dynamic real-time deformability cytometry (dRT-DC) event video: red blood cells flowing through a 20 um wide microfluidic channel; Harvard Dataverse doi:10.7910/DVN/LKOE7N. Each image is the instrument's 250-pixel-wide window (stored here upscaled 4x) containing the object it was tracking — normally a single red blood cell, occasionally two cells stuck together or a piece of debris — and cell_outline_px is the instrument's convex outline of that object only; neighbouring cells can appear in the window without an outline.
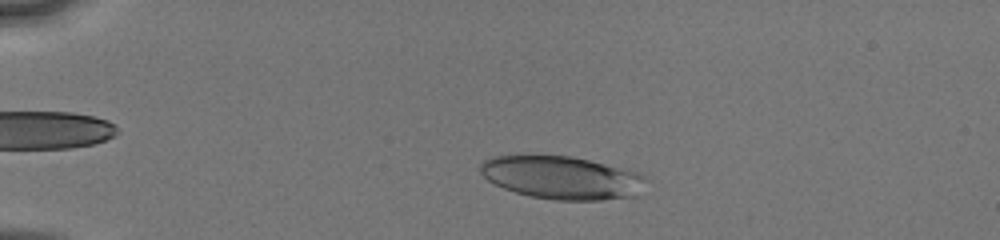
{"species": "human", "species_latin": "Homo sapiens", "temperature_condition": "cold", "stored_images_in_passage": 46, "camera_frame_rate_fps": 3000, "um_per_image_px": 0.085, "donor": {"sex": "male"}, "frame": {"image": 1, "passage_image": 7, "time_ms": 2.0, "image_size_px": [1000, 240], "cell_outline_px": [[648, 180], [640, 196], [600, 200], [556, 200], [532, 196], [516, 192], [504, 188], [488, 180], [480, 172], [480, 164], [484, 160], [492, 156], [568, 156], [588, 160], [624, 168], [636, 172], [644, 176]], "centroid_in_image_um": [47.82, 15.11], "position_along_channel_um": 37.2, "area_um2": 41.44}}
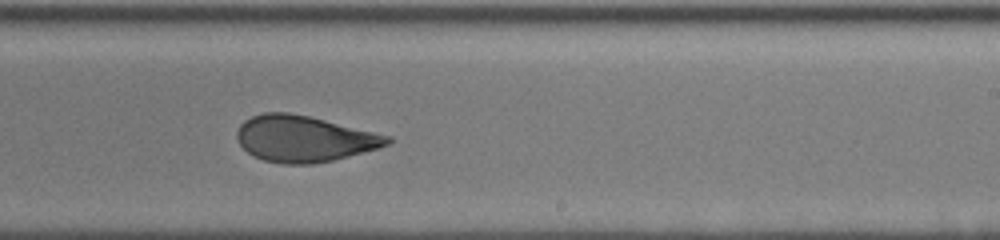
{"frame": {"image": 2, "passage_image": 28, "time_ms": 9.0, "image_size_px": [1000, 240], "cell_outline_px": [[392, 140], [388, 144], [376, 148], [332, 160], [312, 164], [284, 164], [264, 160], [252, 156], [236, 140], [236, 132], [240, 124], [244, 120], [252, 116], [264, 112], [288, 112], [308, 116], [392, 136]], "centroid_in_image_um": [25.8, 11.78], "position_along_channel_um": 263.2, "area_um2": 40.23}}
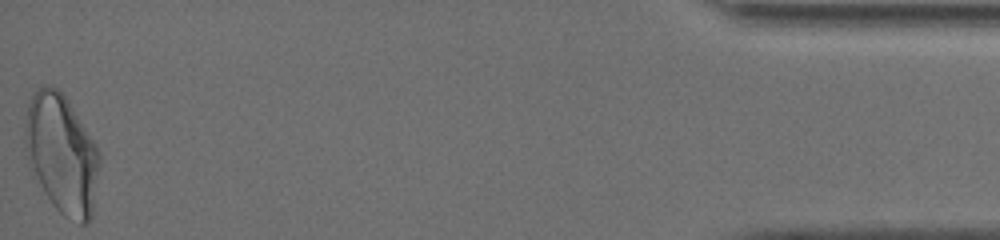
{"frame": {"image": 3, "passage_image": 46, "time_ms": 15.0, "image_size_px": [1000, 240], "cell_outline_px": [[100, 164], [92, 216], [88, 224], [80, 224], [64, 216], [52, 204], [32, 176], [28, 168], [24, 144], [24, 128], [28, 104], [32, 96], [40, 84], [52, 84], [64, 92], [96, 144], [100, 156]], "centroid_in_image_um": [5.22, 13.06], "position_along_channel_um": 430.0, "area_um2": 52.89}, "authors_computed_cell_mechanics": {"area_um2": 42.2807, "velocity_mm_per_s": 4.1007, "shape_relaxation_time_tau1_ms": 8.2913, "shape_relaxation_time_tau2_ms": 1.2426, "deformation_change_tau1": 0.2284, "deformation_change_tau2": 0.0858}}